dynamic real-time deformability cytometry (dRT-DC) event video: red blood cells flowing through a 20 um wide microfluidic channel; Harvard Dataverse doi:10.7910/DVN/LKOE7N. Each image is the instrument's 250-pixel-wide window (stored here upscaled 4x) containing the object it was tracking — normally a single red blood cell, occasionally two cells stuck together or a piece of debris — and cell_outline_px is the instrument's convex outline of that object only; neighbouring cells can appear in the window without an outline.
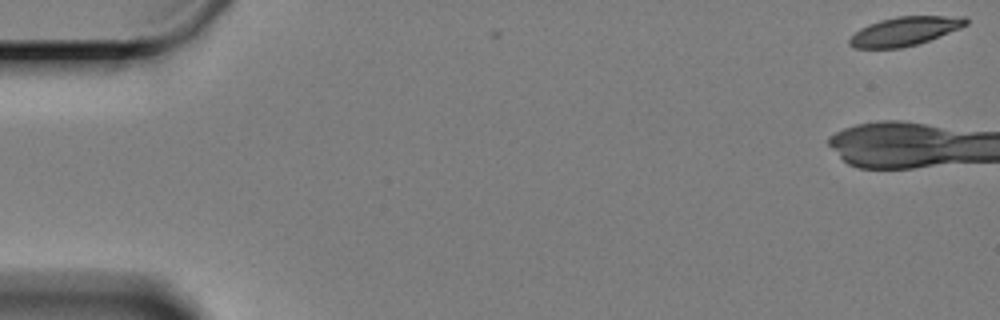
{"species": "Egyptian fruit bat (a non-hibernating species)", "species_latin": "Rousettus aegyptiacus", "temperature_condition": "cold", "stored_images_in_passage": 2, "camera_frame_rate_fps": 3000, "um_per_image_px": 0.085, "animal": {"sex": "female"}, "frame": {"image": 1, "passage_image": 2, "time_ms": 0.333, "image_size_px": [1000, 320], "cell_outline_px": [[968, 24], [960, 28], [928, 40], [916, 44], [900, 48], [852, 48], [848, 44], [848, 40], [860, 28], [868, 24], [880, 20], [896, 16], [964, 16], [968, 20]], "centroid_in_image_um": [76.88, 2.64], "position_along_channel_um": 8.1, "area_um2": 19.48}}